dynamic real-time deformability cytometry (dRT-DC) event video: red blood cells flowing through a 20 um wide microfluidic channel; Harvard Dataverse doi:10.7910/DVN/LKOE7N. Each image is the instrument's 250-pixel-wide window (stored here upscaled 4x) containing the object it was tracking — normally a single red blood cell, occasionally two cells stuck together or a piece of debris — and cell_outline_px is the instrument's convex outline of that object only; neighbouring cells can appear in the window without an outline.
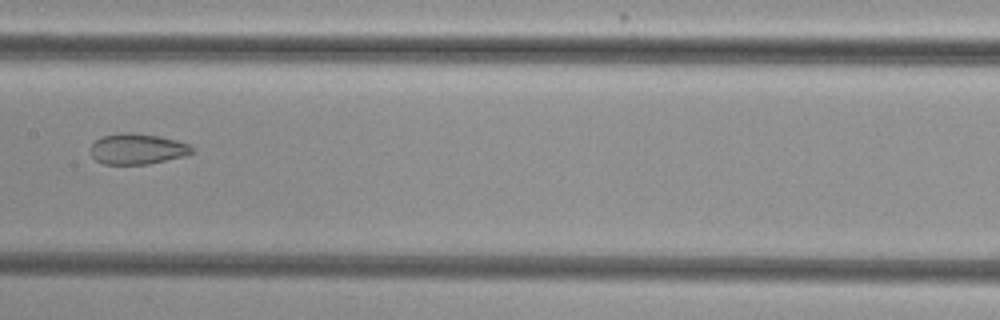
{"species": "common noctule bat (a hibernating species)", "species_latin": "Nyctalus noctula", "temperature_condition": "cold", "stored_images_in_passage": 4, "camera_frame_rate_fps": 3000, "um_per_image_px": 0.085, "animal": {"sex": "female", "body_mass_g": 29.2, "forearm_length_mm": 56.3}, "frame": {"image": 1, "passage_image": 4, "time_ms": 3.333, "image_size_px": [1000, 320], "cell_outline_px": [[192, 152], [184, 156], [148, 164], [104, 164], [96, 160], [92, 156], [92, 144], [96, 140], [104, 136], [120, 132], [136, 132], [176, 140], [188, 144], [192, 148]], "centroid_in_image_um": [11.66, 12.65], "position_along_channel_um": 195.7, "area_um2": 17.92}}